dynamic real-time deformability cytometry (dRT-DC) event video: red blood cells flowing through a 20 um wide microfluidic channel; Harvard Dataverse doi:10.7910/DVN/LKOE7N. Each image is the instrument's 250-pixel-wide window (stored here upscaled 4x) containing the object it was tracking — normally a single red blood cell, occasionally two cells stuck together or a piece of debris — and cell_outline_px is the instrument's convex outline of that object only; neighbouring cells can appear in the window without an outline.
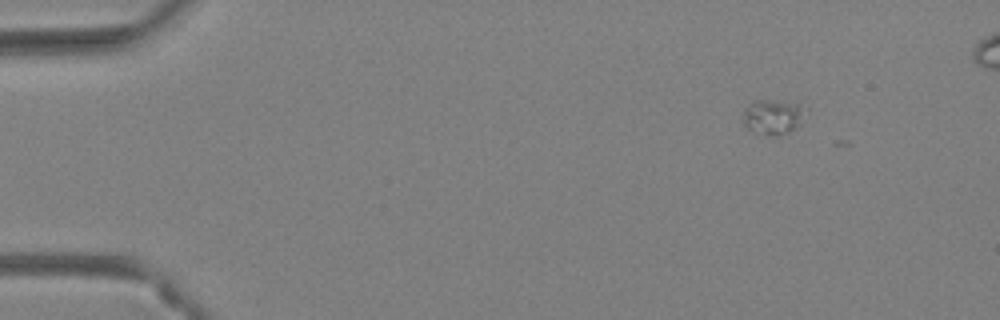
{"species": "Egyptian fruit bat (a non-hibernating species)", "species_latin": "Rousettus aegyptiacus", "temperature_condition": "warm", "stored_images_in_passage": 41, "segment_of_instrument_passage": [1, 2], "camera_frame_rate_fps": 3000, "um_per_image_px": 0.085, "animal": {"sex": "female"}, "frame": {"image": 1, "passage_image": 1, "time_ms": 0.0, "image_size_px": [1000, 320], "cell_outline_px": [[808, 112], [800, 124], [796, 128], [788, 132], [776, 136], [772, 136], [752, 132], [744, 124], [744, 108], [752, 100], [776, 100], [796, 104], [808, 108]], "centroid_in_image_um": [65.73, 9.93], "position_along_channel_um": 19.3, "area_um2": 13.01}}
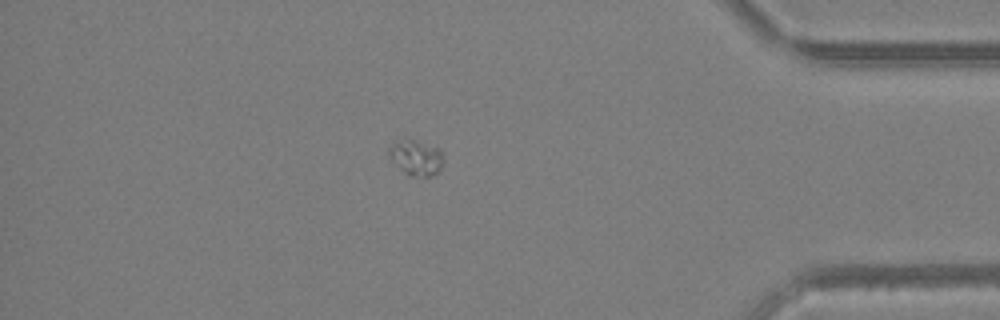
{"frame": {"image": 2, "passage_image": 36, "time_ms": 11.667, "image_size_px": [1000, 320], "cell_outline_px": [[444, 160], [440, 168], [432, 176], [412, 176], [404, 172], [388, 156], [388, 148], [396, 140], [408, 136], [440, 148]], "centroid_in_image_um": [35.35, 13.33], "position_along_channel_um": 399.8, "area_um2": 11.56}}